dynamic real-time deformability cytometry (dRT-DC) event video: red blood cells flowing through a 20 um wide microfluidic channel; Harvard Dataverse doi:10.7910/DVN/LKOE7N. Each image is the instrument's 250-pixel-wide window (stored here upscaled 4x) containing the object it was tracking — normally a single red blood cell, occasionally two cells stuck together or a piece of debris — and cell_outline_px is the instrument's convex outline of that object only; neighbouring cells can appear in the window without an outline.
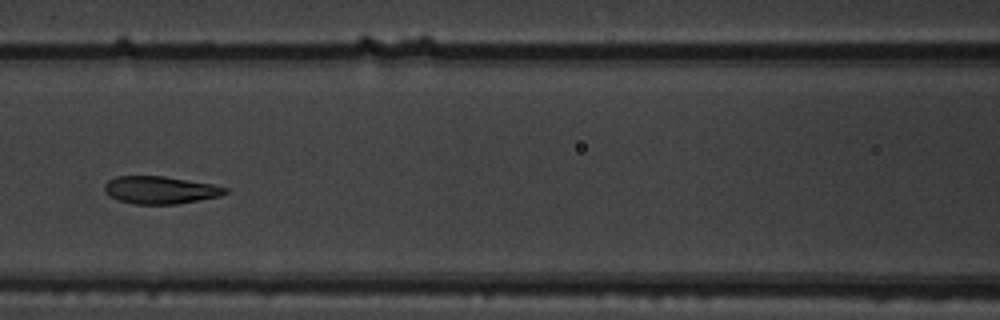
{"species": "common noctule bat (a hibernating species)", "species_latin": "Nyctalus noctula", "temperature_condition": "warm", "stored_images_in_passage": 9, "camera_frame_rate_fps": 3000, "um_per_image_px": 0.085, "animal": {"sex": "male", "body_mass_g": 19.5, "forearm_length_mm": 54.6}, "frame": {"image": 1, "passage_image": 7, "time_ms": 2.0, "image_size_px": [1000, 320], "cell_outline_px": [[228, 192], [220, 196], [200, 200], [176, 204], [132, 204], [120, 200], [104, 192], [104, 184], [108, 180], [116, 176], [164, 176], [212, 184], [228, 188]], "centroid_in_image_um": [13.62, 16.15], "position_along_channel_um": 153.0, "area_um2": 19.36}}
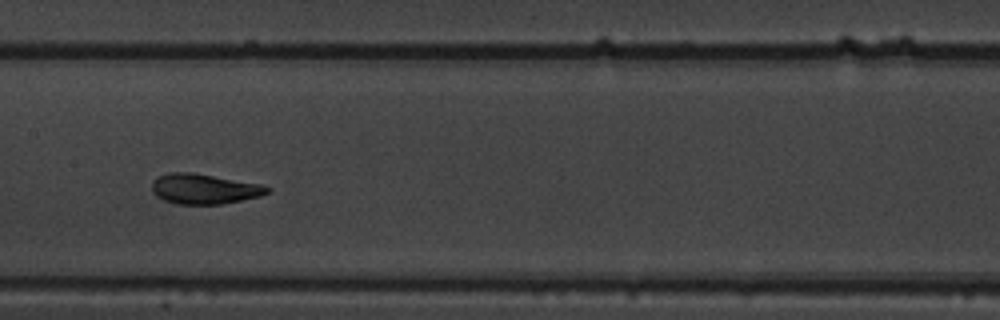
{"frame": {"image": 2, "passage_image": 8, "time_ms": 2.333, "image_size_px": [1000, 320], "cell_outline_px": [[272, 188], [268, 192], [260, 196], [220, 204], [176, 204], [164, 200], [156, 196], [152, 192], [152, 180], [156, 176], [168, 172], [192, 172], [260, 184]], "centroid_in_image_um": [17.3, 16.04], "position_along_channel_um": 190.1, "area_um2": 20.29}}
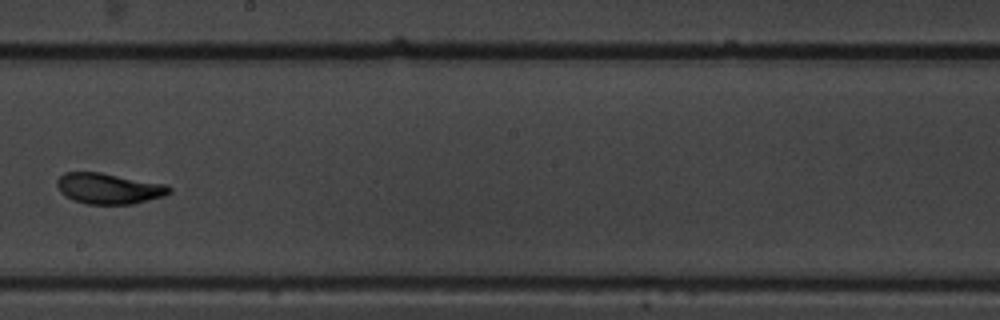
{"frame": {"image": 3, "passage_image": 9, "time_ms": 2.667, "image_size_px": [1000, 320], "cell_outline_px": [[172, 192], [164, 196], [132, 204], [88, 204], [72, 200], [60, 192], [56, 184], [56, 180], [64, 172], [100, 172], [168, 184], [172, 188]], "centroid_in_image_um": [9.27, 16.01], "position_along_channel_um": 238.9, "area_um2": 20.35}}